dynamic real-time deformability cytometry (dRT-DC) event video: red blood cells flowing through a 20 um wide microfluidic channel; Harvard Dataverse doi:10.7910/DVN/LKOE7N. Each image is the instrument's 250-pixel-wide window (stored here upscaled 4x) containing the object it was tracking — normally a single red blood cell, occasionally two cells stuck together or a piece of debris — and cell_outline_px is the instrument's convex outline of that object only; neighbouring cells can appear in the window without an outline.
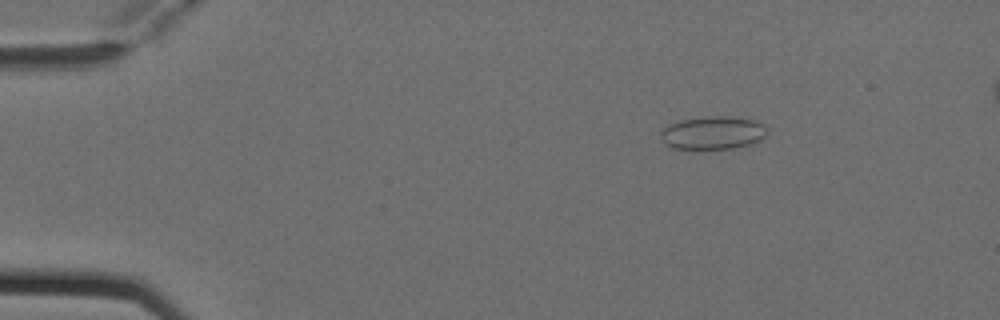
{"species": "Egyptian fruit bat (a non-hibernating species)", "species_latin": "Rousettus aegyptiacus", "temperature_condition": "cold", "stored_images_in_passage": 5, "camera_frame_rate_fps": 3000, "um_per_image_px": 0.085, "animal": {"sex": "female"}, "frame": {"image": 1, "passage_image": 3, "time_ms": 0.667, "image_size_px": [1000, 320], "cell_outline_px": [[764, 136], [760, 140], [752, 144], [736, 148], [672, 148], [664, 144], [660, 140], [660, 132], [668, 124], [680, 120], [704, 116], [732, 116], [756, 120], [764, 124]], "centroid_in_image_um": [60.56, 11.27], "position_along_channel_um": 24.4, "area_um2": 20.63}}